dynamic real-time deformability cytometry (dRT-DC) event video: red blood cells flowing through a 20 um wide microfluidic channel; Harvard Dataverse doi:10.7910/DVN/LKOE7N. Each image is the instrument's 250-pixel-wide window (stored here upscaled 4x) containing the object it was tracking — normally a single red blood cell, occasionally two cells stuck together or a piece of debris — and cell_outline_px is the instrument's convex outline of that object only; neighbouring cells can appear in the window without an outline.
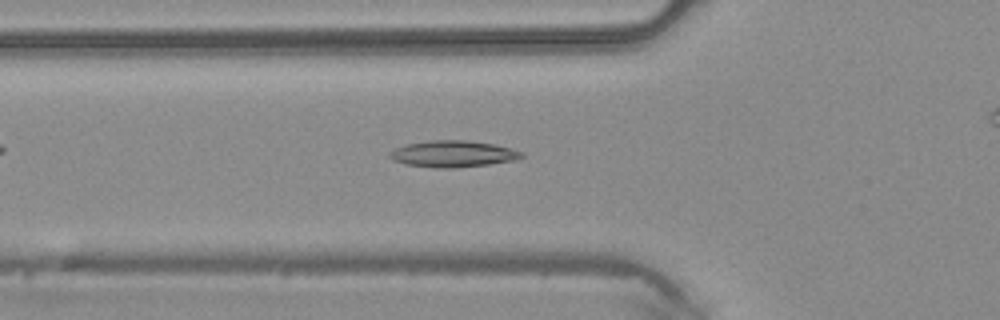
{"species": "common noctule bat (a hibernating species)", "species_latin": "Nyctalus noctula", "temperature_condition": "warm", "stored_images_in_passage": 40, "camera_frame_rate_fps": 3000, "um_per_image_px": 0.085, "animal": {"sex": "male", "body_mass_g": 20.4}, "frame": {"image": 1, "passage_image": 15, "time_ms": 4.667, "image_size_px": [1000, 320], "cell_outline_px": [[524, 156], [516, 160], [488, 164], [456, 168], [436, 168], [404, 164], [392, 160], [388, 156], [388, 152], [396, 148], [408, 144], [432, 140], [468, 140], [496, 144], [512, 148], [524, 152]], "centroid_in_image_um": [38.52, 13.08], "position_along_channel_um": 87.3, "area_um2": 20.58}}
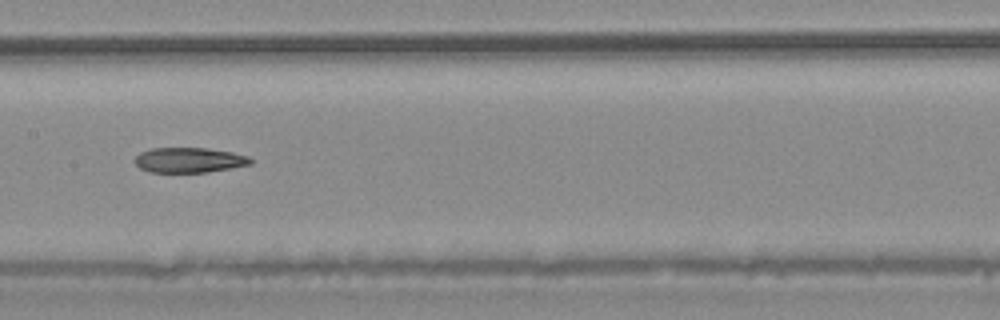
{"frame": {"image": 2, "passage_image": 22, "time_ms": 7.0, "image_size_px": [1000, 320], "cell_outline_px": [[252, 164], [208, 172], [148, 172], [140, 168], [132, 160], [140, 152], [152, 148], [208, 148], [232, 152], [248, 156], [252, 160]], "centroid_in_image_um": [16.05, 13.6], "position_along_channel_um": 191.3, "area_um2": 16.99}}
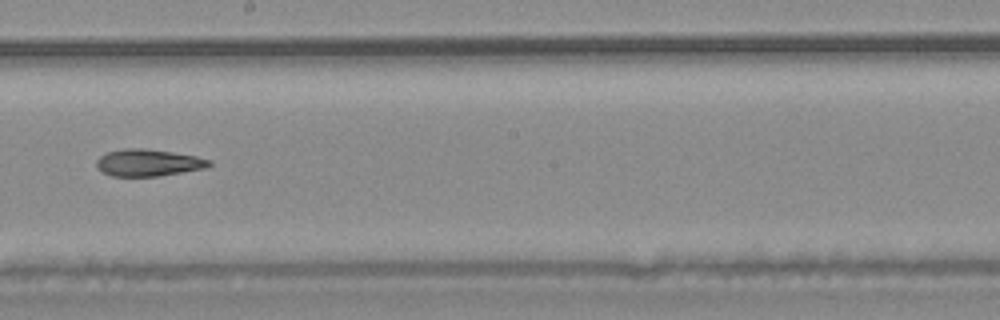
{"frame": {"image": 3, "passage_image": 25, "time_ms": 8.0, "image_size_px": [1000, 320], "cell_outline_px": [[212, 164], [208, 168], [160, 176], [112, 176], [96, 168], [96, 160], [100, 156], [108, 152], [124, 148], [144, 148], [172, 152], [196, 156], [212, 160]], "centroid_in_image_um": [12.63, 13.83], "position_along_channel_um": 235.6, "area_um2": 17.86}}